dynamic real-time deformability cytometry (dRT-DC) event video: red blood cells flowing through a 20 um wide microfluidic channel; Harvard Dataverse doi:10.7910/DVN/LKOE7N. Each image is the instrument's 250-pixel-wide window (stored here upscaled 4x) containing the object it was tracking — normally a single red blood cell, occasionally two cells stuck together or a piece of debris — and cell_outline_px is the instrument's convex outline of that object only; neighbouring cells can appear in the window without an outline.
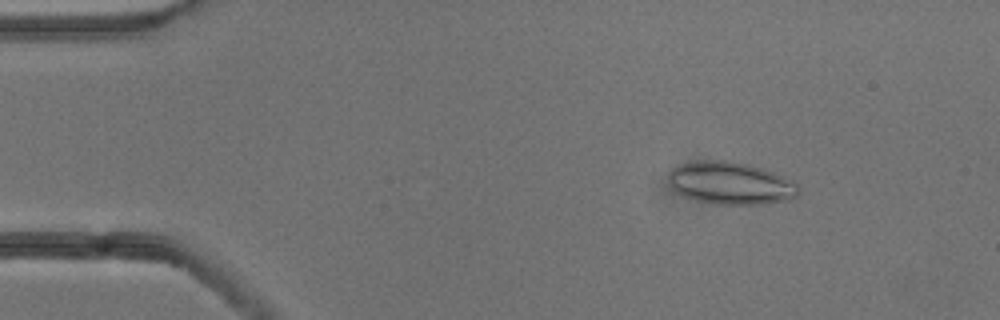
{"species": "common noctule bat (a hibernating species)", "species_latin": "Nyctalus noctula", "temperature_condition": "cold", "stored_images_in_passage": 53, "camera_frame_rate_fps": 3000, "um_per_image_px": 0.085, "animal": {"sex": "male", "body_mass_g": 13.3}, "frame": {"image": 1, "passage_image": 7, "time_ms": 2.0, "image_size_px": [1000, 320], "cell_outline_px": [[800, 192], [792, 200], [760, 204], [720, 204], [696, 200], [684, 196], [676, 192], [672, 188], [668, 180], [668, 172], [672, 168], [680, 164], [696, 160], [724, 160], [748, 164], [772, 172], [796, 184], [800, 188]], "centroid_in_image_um": [62.06, 15.57], "position_along_channel_um": 22.9, "area_um2": 32.14}}
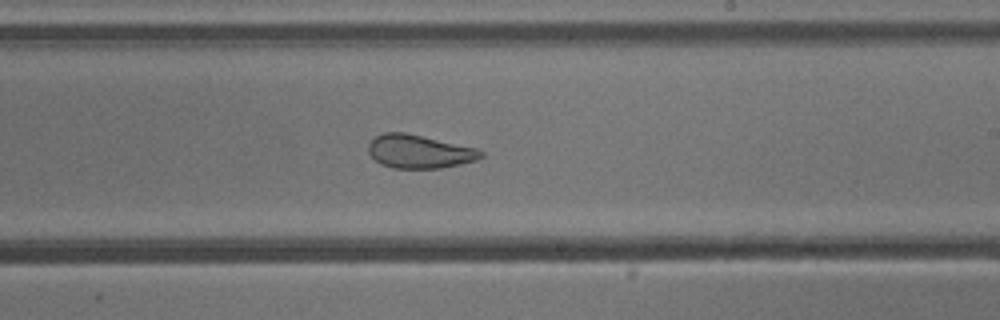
{"frame": {"image": 2, "passage_image": 31, "time_ms": 10.0, "image_size_px": [1000, 320], "cell_outline_px": [[484, 156], [476, 160], [460, 164], [440, 168], [392, 168], [380, 164], [368, 152], [368, 144], [376, 136], [384, 132], [404, 132], [476, 148], [484, 152]], "centroid_in_image_um": [35.63, 12.88], "position_along_channel_um": 253.4, "area_um2": 21.79}}
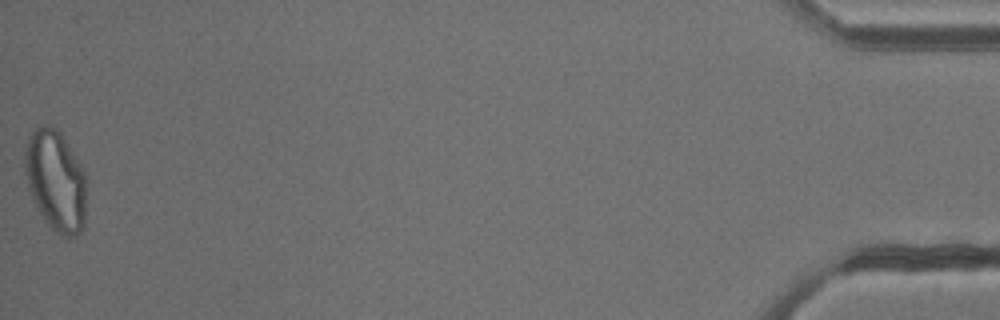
{"frame": {"image": 3, "passage_image": 53, "time_ms": 17.333, "image_size_px": [1000, 320], "cell_outline_px": [[84, 224], [80, 232], [68, 240], [60, 236], [44, 220], [28, 188], [24, 172], [24, 152], [28, 136], [36, 128], [44, 124], [48, 124], [56, 128], [60, 132], [80, 164], [84, 172]], "centroid_in_image_um": [4.69, 15.35], "position_along_channel_um": 430.5, "area_um2": 36.01}, "authors_computed_cell_mechanics": {"area_um2": 28.9578, "velocity_mm_per_s": 3.8157, "shape_relaxation_time_tau1_ms": 11.2466, "shape_relaxation_time_tau2_ms": 1.2516, "deformation_change_tau1": 0.1876, "deformation_change_tau2": 0.0836}}